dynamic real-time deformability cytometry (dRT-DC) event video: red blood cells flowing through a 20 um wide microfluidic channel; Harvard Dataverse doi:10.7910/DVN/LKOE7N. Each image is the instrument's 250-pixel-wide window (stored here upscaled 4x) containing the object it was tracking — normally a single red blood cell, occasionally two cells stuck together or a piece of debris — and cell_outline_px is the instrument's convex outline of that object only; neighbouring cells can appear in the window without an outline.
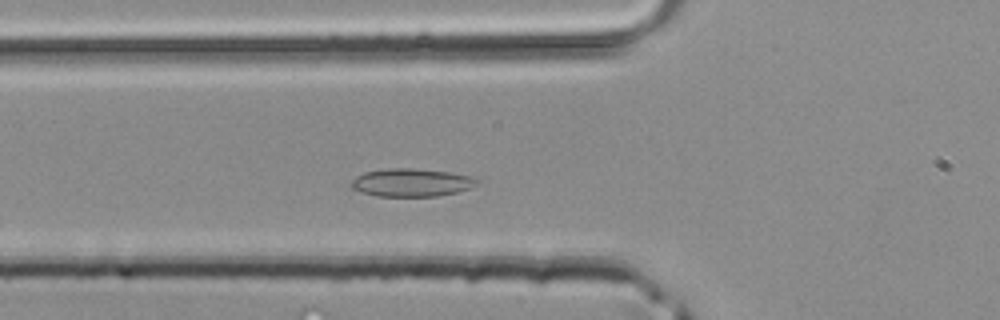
{"species": "common noctule bat (a hibernating species)", "species_latin": "Nyctalus noctula", "temperature_condition": "room temperature", "stored_images_in_passage": 34, "segment_of_instrument_passage": [1, 2], "camera_frame_rate_fps": 3000, "um_per_image_px": 0.085, "animal": {"sex": "male", "body_mass_g": 20.4}, "frame": {"image": 1, "passage_image": 5, "time_ms": 1.333, "image_size_px": [1000, 320], "cell_outline_px": [[480, 180], [476, 184], [468, 188], [456, 192], [436, 196], [376, 196], [352, 188], [352, 180], [356, 176], [364, 172], [388, 168], [412, 168], [452, 172], [472, 176]], "centroid_in_image_um": [34.99, 15.5], "position_along_channel_um": 90.8, "area_um2": 20.4}}
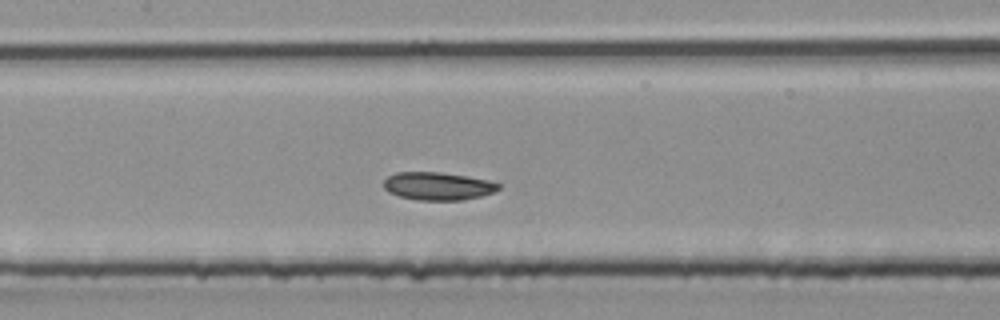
{"frame": {"image": 2, "passage_image": 10, "time_ms": 3.0, "image_size_px": [1000, 320], "cell_outline_px": [[500, 188], [496, 192], [480, 196], [460, 200], [416, 200], [400, 196], [388, 192], [384, 188], [384, 180], [388, 176], [396, 172], [440, 172], [468, 176], [488, 180], [500, 184]], "centroid_in_image_um": [37.22, 15.81], "position_along_channel_um": 170.2, "area_um2": 18.73}}
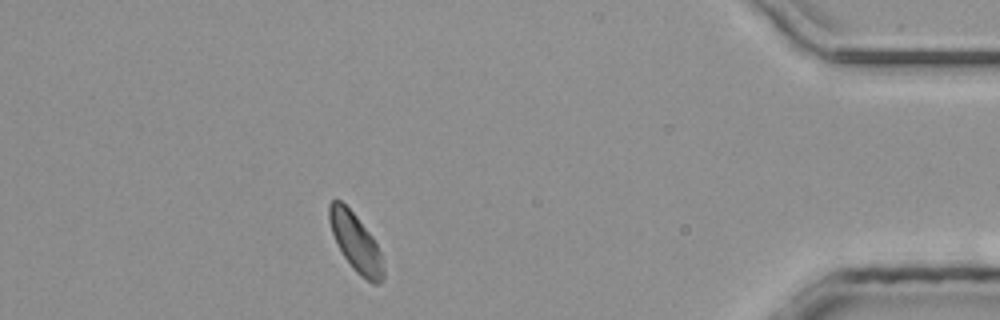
{"frame": {"image": 3, "passage_image": 28, "time_ms": 9.0, "image_size_px": [1000, 320], "cell_outline_px": [[384, 280], [380, 284], [372, 284], [360, 276], [356, 272], [344, 256], [332, 232], [328, 220], [328, 204], [332, 200], [340, 200], [356, 216], [372, 236], [380, 252], [384, 268]], "centroid_in_image_um": [30.25, 20.64], "position_along_channel_um": 405.0, "area_um2": 18.15}}